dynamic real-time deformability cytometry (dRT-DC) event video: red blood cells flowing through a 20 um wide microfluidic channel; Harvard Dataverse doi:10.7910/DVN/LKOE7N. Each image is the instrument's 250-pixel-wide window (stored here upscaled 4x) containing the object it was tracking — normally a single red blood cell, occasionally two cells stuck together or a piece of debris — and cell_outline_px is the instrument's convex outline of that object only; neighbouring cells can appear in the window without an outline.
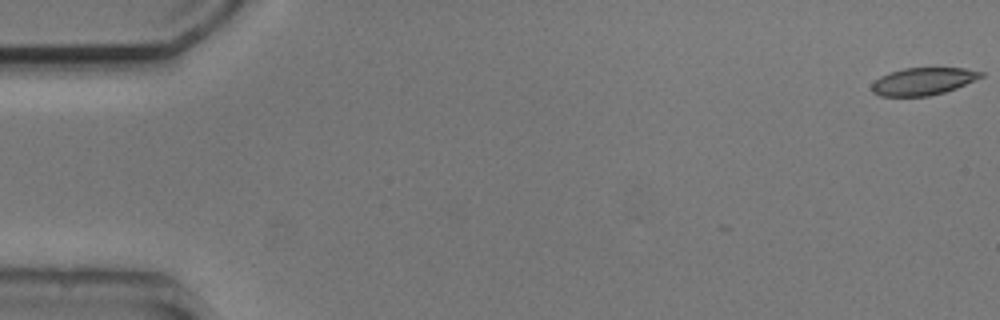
{"species": "common noctule bat (a hibernating species)", "species_latin": "Nyctalus noctula", "temperature_condition": "cold", "stored_images_in_passage": 6, "camera_frame_rate_fps": 3000, "um_per_image_px": 0.085, "animal": {"sex": "male", "body_mass_g": 20.5, "forearm_length_mm": 52.5}, "frame": {"image": 1, "passage_image": 1, "time_ms": 0.0, "image_size_px": [1000, 320], "cell_outline_px": [[984, 76], [956, 88], [944, 92], [928, 96], [880, 96], [872, 92], [872, 84], [880, 76], [888, 72], [904, 68], [964, 68], [984, 72]], "centroid_in_image_um": [78.45, 6.91], "position_along_channel_um": 6.5, "area_um2": 17.4}}